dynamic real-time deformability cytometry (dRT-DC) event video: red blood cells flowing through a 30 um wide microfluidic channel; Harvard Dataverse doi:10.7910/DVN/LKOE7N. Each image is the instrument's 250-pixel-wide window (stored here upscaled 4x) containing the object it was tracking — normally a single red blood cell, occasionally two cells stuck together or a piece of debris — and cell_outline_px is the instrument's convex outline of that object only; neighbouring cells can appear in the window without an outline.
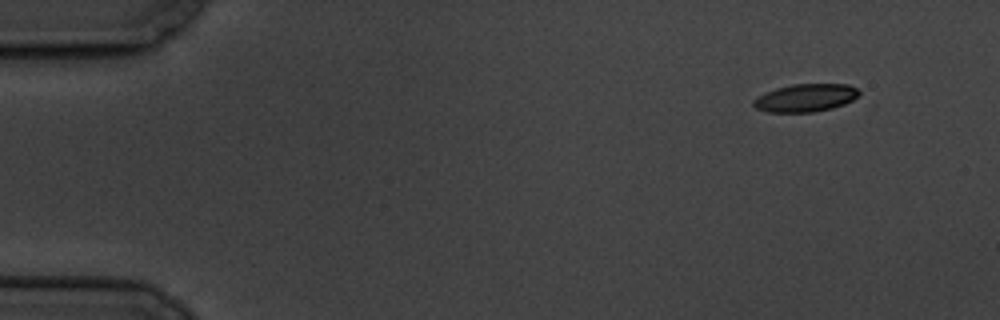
{"species": "common noctule bat (a hibernating species)", "species_latin": "Nyctalus noctula", "temperature_condition": "cold", "stored_images_in_passage": 8, "camera_frame_rate_fps": 3000, "um_per_image_px": 0.085, "animal": {"sex": "male", "body_mass_g": 19.5, "forearm_length_mm": 54.6}, "frame": {"image": 1, "passage_image": 1, "time_ms": 0.0, "image_size_px": [1000, 320], "cell_outline_px": [[860, 92], [852, 100], [844, 104], [832, 108], [812, 112], [768, 112], [756, 108], [752, 104], [752, 100], [756, 96], [764, 92], [776, 88], [792, 84], [848, 84], [856, 88]], "centroid_in_image_um": [68.42, 8.31], "position_along_channel_um": 16.6, "area_um2": 17.17}}
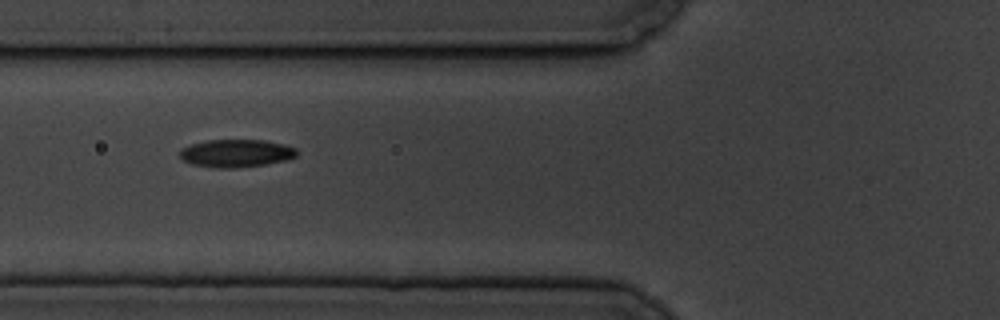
{"frame": {"image": 2, "passage_image": 6, "time_ms": 5.667, "image_size_px": [1000, 320], "cell_outline_px": [[296, 156], [284, 160], [264, 164], [232, 168], [216, 168], [192, 164], [184, 160], [180, 156], [180, 148], [192, 144], [208, 140], [264, 140], [284, 144], [296, 148]], "centroid_in_image_um": [20.05, 13.02], "position_along_channel_um": 105.8, "area_um2": 18.73}}
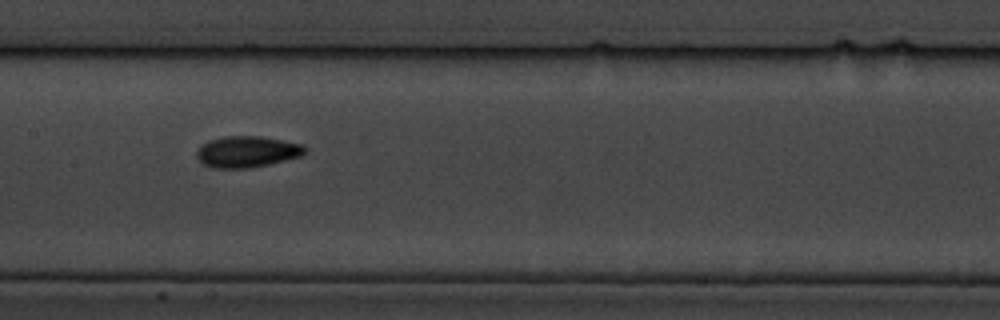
{"frame": {"image": 3, "passage_image": 8, "time_ms": 8.0, "image_size_px": [1000, 320], "cell_outline_px": [[308, 148], [300, 156], [268, 164], [248, 168], [212, 168], [204, 164], [196, 156], [196, 152], [200, 144], [208, 140], [224, 136], [260, 136], [304, 144]], "centroid_in_image_um": [20.97, 12.88], "position_along_channel_um": 186.4, "area_um2": 19.77}}